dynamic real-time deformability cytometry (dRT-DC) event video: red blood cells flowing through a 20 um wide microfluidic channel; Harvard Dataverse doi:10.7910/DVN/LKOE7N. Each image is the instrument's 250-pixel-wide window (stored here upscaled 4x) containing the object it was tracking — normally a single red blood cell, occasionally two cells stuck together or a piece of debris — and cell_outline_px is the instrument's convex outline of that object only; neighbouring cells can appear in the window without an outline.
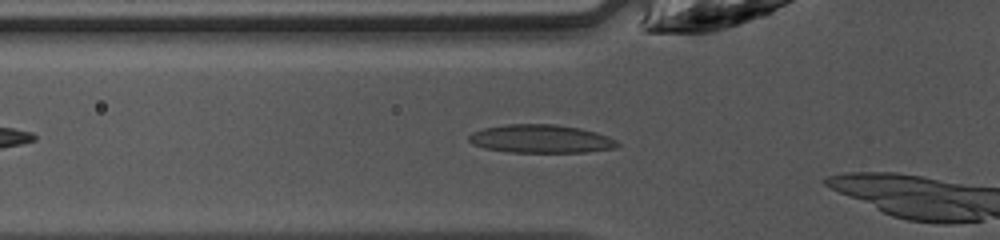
{"species": "common noctule bat (a hibernating species)", "species_latin": "Nyctalus noctula", "temperature_condition": "warm", "stored_images_in_passage": 5, "camera_frame_rate_fps": 3000, "um_per_image_px": 0.085, "animal": {"sex": "female", "body_mass_g": 10.0, "forearm_length_mm": 53.1}, "frame": {"image": 1, "passage_image": 3, "time_ms": 0.667, "image_size_px": [1000, 240], "cell_outline_px": [[620, 144], [616, 148], [588, 152], [508, 152], [484, 148], [472, 144], [468, 140], [468, 136], [472, 132], [484, 128], [508, 124], [556, 124], [580, 128], [596, 132], [608, 136], [616, 140]], "centroid_in_image_um": [45.98, 11.8], "position_along_channel_um": 79.8, "area_um2": 24.62}}